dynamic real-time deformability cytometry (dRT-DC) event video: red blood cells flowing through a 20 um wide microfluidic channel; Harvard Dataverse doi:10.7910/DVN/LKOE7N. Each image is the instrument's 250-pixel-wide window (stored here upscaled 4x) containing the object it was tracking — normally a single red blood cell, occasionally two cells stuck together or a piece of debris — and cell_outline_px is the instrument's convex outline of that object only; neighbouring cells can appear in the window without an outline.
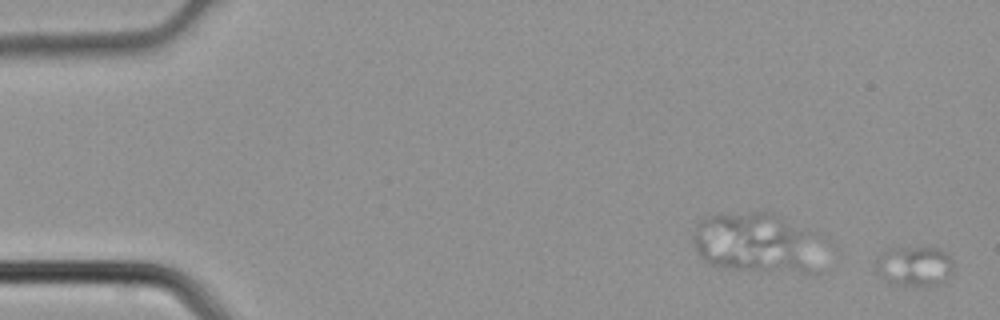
{"species": "common noctule bat (a hibernating species)", "species_latin": "Nyctalus noctula", "temperature_condition": "cold", "stored_images_in_passage": 2, "segment_of_instrument_passage": [2, 2], "camera_frame_rate_fps": 3000, "um_per_image_px": 0.085, "animal": {"sex": "male", "body_mass_g": 21.5, "forearm_length_mm": 52.0}, "frame": {"image": 1, "passage_image": 2, "time_ms": 0.333, "image_size_px": [1000, 320], "cell_outline_px": [[952, 272], [940, 284], [892, 284], [880, 276], [876, 268], [876, 260], [884, 252], [904, 248], [936, 248], [944, 252], [952, 260]], "centroid_in_image_um": [77.73, 22.62], "position_along_channel_um": 7.3, "area_um2": 17.22}}